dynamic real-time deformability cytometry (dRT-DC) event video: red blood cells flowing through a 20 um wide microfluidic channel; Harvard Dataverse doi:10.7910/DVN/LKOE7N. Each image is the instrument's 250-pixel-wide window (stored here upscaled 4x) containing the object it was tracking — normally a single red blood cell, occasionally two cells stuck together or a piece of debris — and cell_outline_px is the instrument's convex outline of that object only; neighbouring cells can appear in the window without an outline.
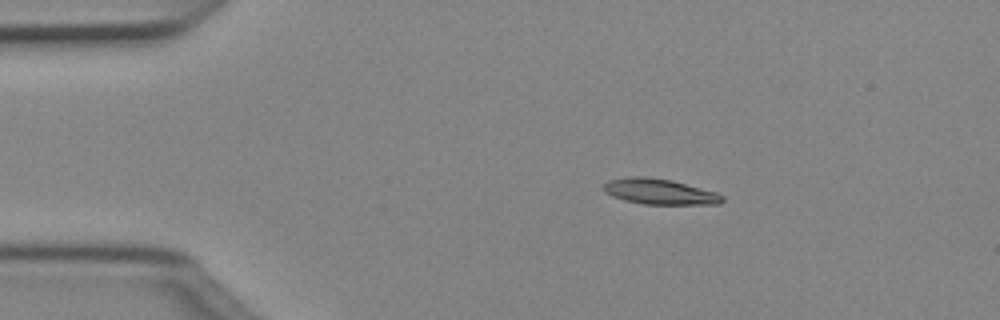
{"species": "Egyptian fruit bat (a non-hibernating species)", "species_latin": "Rousettus aegyptiacus", "temperature_condition": "cold", "stored_images_in_passage": 42, "camera_frame_rate_fps": 3000, "um_per_image_px": 0.085, "animal": {"sex": "female"}, "frame": {"image": 1, "passage_image": 1, "time_ms": 0.0, "image_size_px": [1000, 320], "cell_outline_px": [[724, 200], [720, 204], [644, 204], [624, 200], [612, 196], [604, 192], [604, 184], [608, 180], [628, 176], [644, 176], [672, 180], [716, 192], [724, 196]], "centroid_in_image_um": [56.06, 16.28], "position_along_channel_um": 28.9, "area_um2": 17.74}}
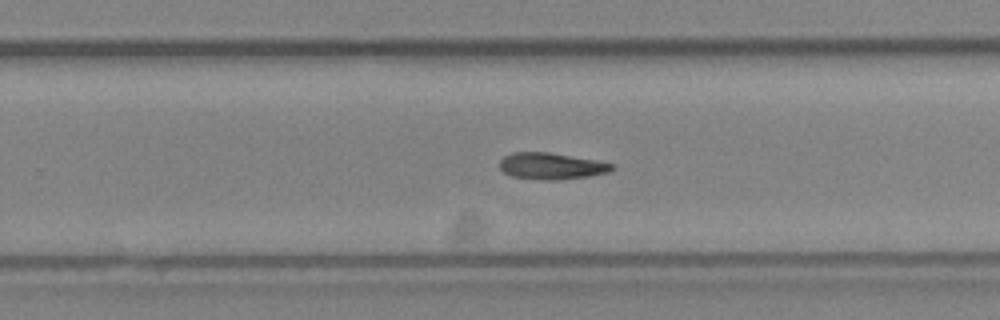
{"frame": {"image": 2, "passage_image": 24, "time_ms": 7.667, "image_size_px": [1000, 320], "cell_outline_px": [[616, 168], [608, 172], [592, 176], [556, 180], [544, 180], [512, 176], [504, 172], [500, 168], [500, 160], [504, 156], [512, 152], [548, 152], [596, 160], [612, 164]], "centroid_in_image_um": [46.87, 14.11], "position_along_channel_um": 282.9, "area_um2": 17.34}}
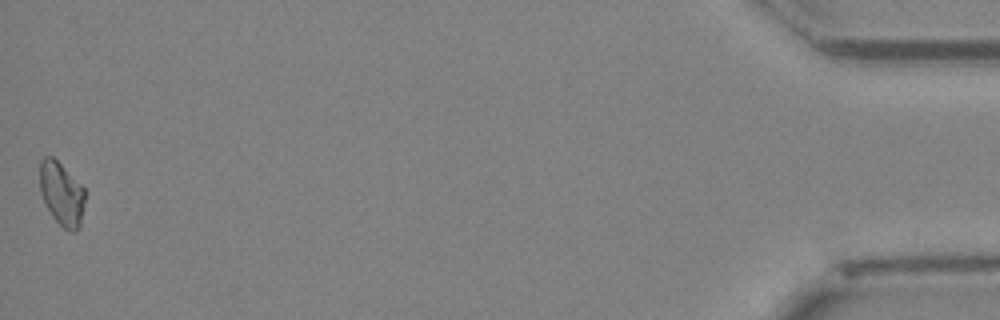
{"frame": {"image": 3, "passage_image": 42, "time_ms": 13.667, "image_size_px": [1000, 320], "cell_outline_px": [[88, 192], [80, 228], [72, 232], [64, 228], [52, 216], [40, 192], [40, 160], [44, 156], [52, 156]], "centroid_in_image_um": [5.28, 16.49], "position_along_channel_um": 429.9, "area_um2": 16.82}}